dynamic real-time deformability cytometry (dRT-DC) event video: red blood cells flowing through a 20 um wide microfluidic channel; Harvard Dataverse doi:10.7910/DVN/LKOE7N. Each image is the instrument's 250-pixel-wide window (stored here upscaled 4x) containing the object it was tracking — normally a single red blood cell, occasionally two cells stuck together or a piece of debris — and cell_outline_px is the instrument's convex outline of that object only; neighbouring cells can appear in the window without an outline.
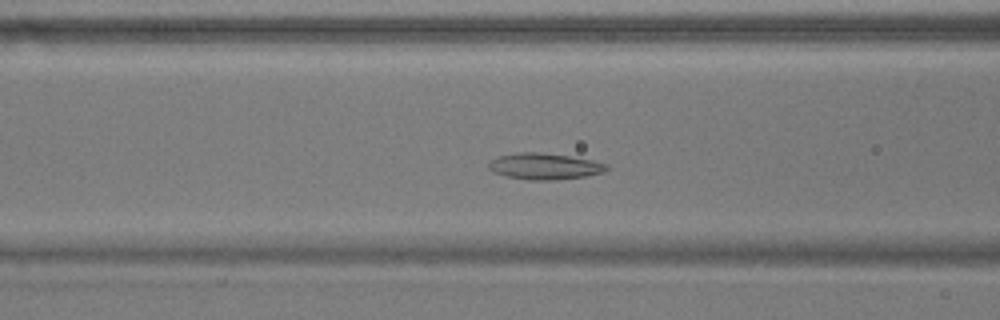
{"species": "common noctule bat (a hibernating species)", "species_latin": "Nyctalus noctula", "temperature_condition": "warm", "stored_images_in_passage": 53, "camera_frame_rate_fps": 3000, "um_per_image_px": 0.085, "animal": {"sex": "male", "body_mass_g": 17.9}, "frame": {"image": 1, "passage_image": 19, "time_ms": 6.0, "image_size_px": [1000, 320], "cell_outline_px": [[608, 168], [604, 172], [588, 176], [556, 180], [528, 180], [508, 176], [492, 172], [488, 168], [488, 164], [492, 160], [500, 156], [520, 152], [540, 152], [568, 156], [592, 160], [608, 164]], "centroid_in_image_um": [46.31, 14.14], "position_along_channel_um": 120.3, "area_um2": 18.03}}
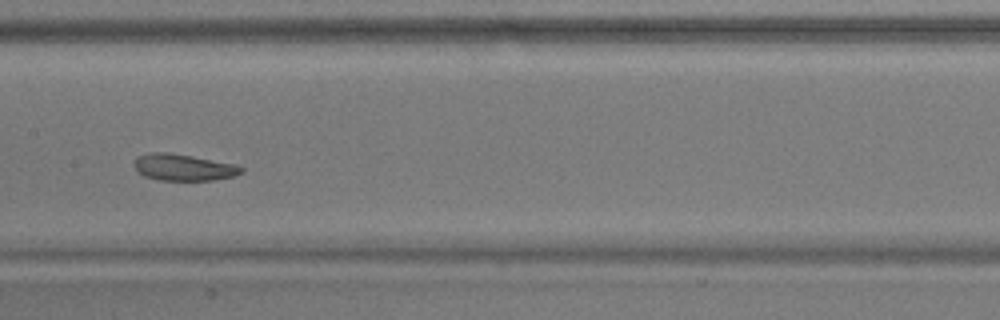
{"frame": {"image": 2, "passage_image": 25, "time_ms": 8.0, "image_size_px": [1000, 320], "cell_outline_px": [[244, 172], [232, 176], [212, 180], [160, 180], [144, 176], [136, 172], [132, 164], [136, 156], [152, 152], [168, 152], [192, 156], [236, 164], [244, 168]], "centroid_in_image_um": [15.55, 14.22], "position_along_channel_um": 191.9, "area_um2": 16.76}}
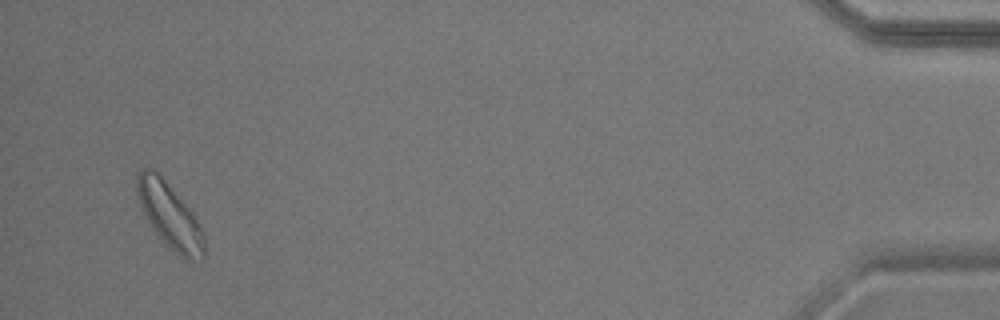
{"frame": {"image": 3, "passage_image": 51, "time_ms": 16.667, "image_size_px": [1000, 320], "cell_outline_px": [[204, 260], [188, 260], [180, 256], [160, 236], [148, 220], [136, 196], [136, 172], [140, 168], [152, 168], [160, 172], [196, 216], [204, 232]], "centroid_in_image_um": [14.43, 18.24], "position_along_channel_um": 420.8, "area_um2": 25.61}}